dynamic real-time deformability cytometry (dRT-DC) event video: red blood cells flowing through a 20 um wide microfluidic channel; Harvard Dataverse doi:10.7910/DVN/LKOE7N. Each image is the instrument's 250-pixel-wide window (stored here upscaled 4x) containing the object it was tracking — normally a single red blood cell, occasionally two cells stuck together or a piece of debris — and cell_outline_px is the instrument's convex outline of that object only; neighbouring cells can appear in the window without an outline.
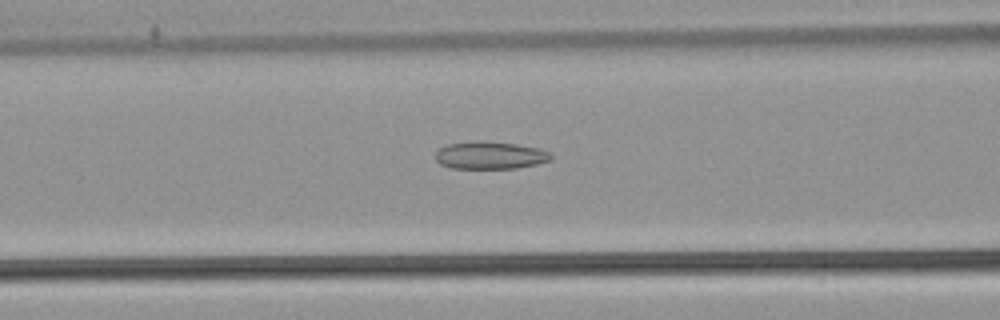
{"species": "common noctule bat (a hibernating species)", "species_latin": "Nyctalus noctula", "temperature_condition": "warm", "stored_images_in_passage": 30, "camera_frame_rate_fps": 3000, "um_per_image_px": 0.085, "animal": {"sex": "male", "body_mass_g": 21.5, "forearm_length_mm": 52.0}, "frame": {"image": 1, "passage_image": 5, "time_ms": 1.333, "image_size_px": [1000, 320], "cell_outline_px": [[552, 156], [548, 160], [536, 164], [516, 168], [448, 168], [440, 164], [436, 160], [436, 152], [440, 148], [448, 144], [476, 140], [516, 144], [540, 148], [552, 152]], "centroid_in_image_um": [41.65, 13.19], "position_along_channel_um": 125.0, "area_um2": 18.55}}
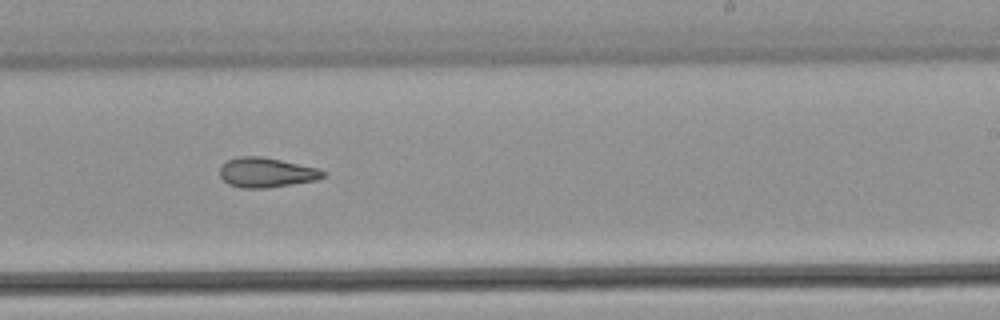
{"frame": {"image": 2, "passage_image": 16, "time_ms": 5.0, "image_size_px": [1000, 320], "cell_outline_px": [[324, 176], [316, 180], [292, 184], [264, 188], [240, 188], [228, 184], [220, 176], [220, 168], [228, 160], [236, 156], [264, 156], [320, 168], [324, 172]], "centroid_in_image_um": [22.64, 14.65], "position_along_channel_um": 266.4, "area_um2": 17.98}}
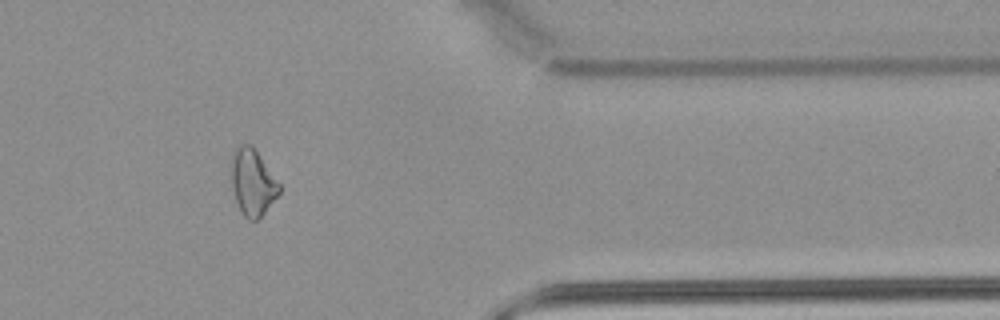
{"frame": {"image": 3, "passage_image": 27, "time_ms": 8.667, "image_size_px": [1000, 320], "cell_outline_px": [[280, 192], [264, 212], [256, 220], [248, 220], [244, 216], [236, 200], [232, 188], [232, 152], [240, 144], [252, 144], [280, 184]], "centroid_in_image_um": [21.47, 15.47], "position_along_channel_um": 389.9, "area_um2": 18.26}}